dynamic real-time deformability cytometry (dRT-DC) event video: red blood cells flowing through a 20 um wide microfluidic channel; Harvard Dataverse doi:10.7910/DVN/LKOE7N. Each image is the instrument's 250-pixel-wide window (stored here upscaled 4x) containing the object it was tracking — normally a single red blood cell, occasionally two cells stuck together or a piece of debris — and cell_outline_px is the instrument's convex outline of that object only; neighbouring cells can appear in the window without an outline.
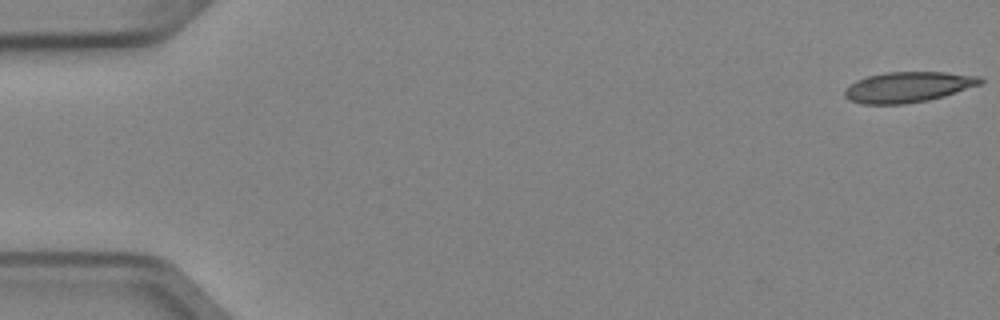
{"species": "Egyptian fruit bat (a non-hibernating species)", "species_latin": "Rousettus aegyptiacus", "temperature_condition": "cold", "stored_images_in_passage": 5, "camera_frame_rate_fps": 3000, "um_per_image_px": 0.085, "animal": {"sex": "female"}, "frame": {"image": 1, "passage_image": 1, "time_ms": 0.0, "image_size_px": [1000, 320], "cell_outline_px": [[984, 80], [980, 84], [944, 96], [928, 100], [904, 104], [864, 104], [848, 100], [844, 96], [844, 92], [856, 80], [868, 76], [884, 72], [944, 72], [980, 76]], "centroid_in_image_um": [77.18, 7.4], "position_along_channel_um": 7.8, "area_um2": 23.99}}
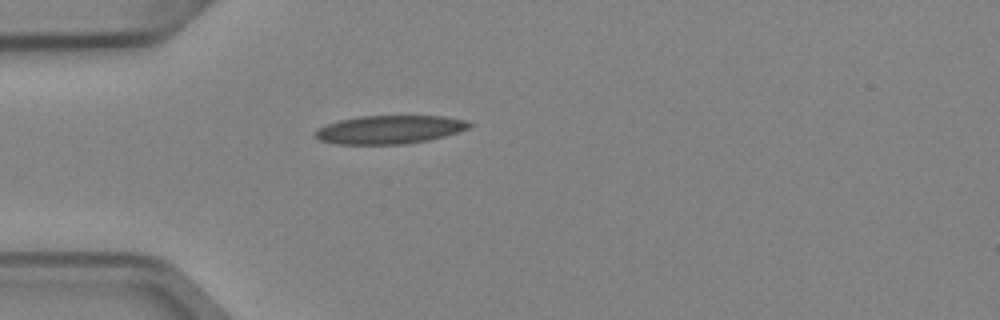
{"frame": {"image": 2, "passage_image": 5, "time_ms": 1.333, "image_size_px": [1000, 320], "cell_outline_px": [[472, 124], [468, 128], [444, 136], [428, 140], [404, 144], [336, 144], [320, 140], [312, 132], [316, 128], [340, 120], [360, 116], [444, 116], [468, 120]], "centroid_in_image_um": [33.09, 11.01], "position_along_channel_um": 51.9, "area_um2": 25.43}}